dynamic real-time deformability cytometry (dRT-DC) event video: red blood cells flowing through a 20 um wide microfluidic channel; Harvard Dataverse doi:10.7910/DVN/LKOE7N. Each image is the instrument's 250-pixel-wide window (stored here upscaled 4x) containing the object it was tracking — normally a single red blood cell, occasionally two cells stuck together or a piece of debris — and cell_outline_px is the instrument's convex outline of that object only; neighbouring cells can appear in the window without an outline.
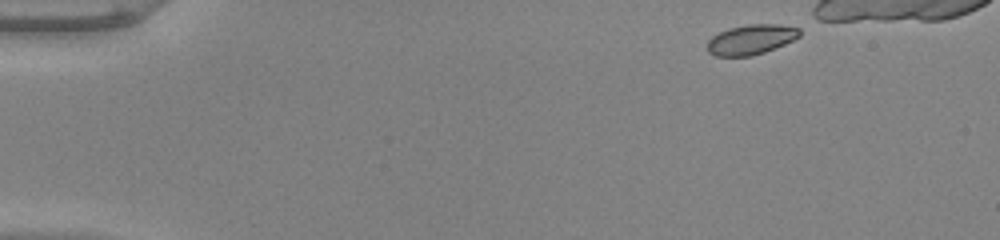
{"species": "common noctule bat (a hibernating species)", "species_latin": "Nyctalus noctula", "temperature_condition": "warm", "stored_images_in_passage": 19, "camera_frame_rate_fps": 3000, "um_per_image_px": 0.085, "animal": {"sex": "male", "body_mass_g": 20.0, "forearm_length_mm": 53.3}, "frame": {"image": 1, "passage_image": 1, "time_ms": 0.0, "image_size_px": [1000, 240], "cell_outline_px": [[800, 36], [784, 44], [764, 52], [752, 56], [716, 56], [708, 52], [708, 40], [712, 36], [728, 28], [748, 24], [780, 24], [800, 28]], "centroid_in_image_um": [63.84, 3.35], "position_along_channel_um": 21.2, "area_um2": 16.07}}
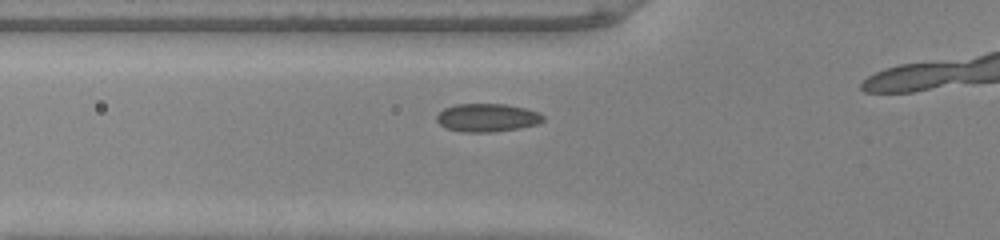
{"frame": {"image": 2, "passage_image": 14, "time_ms": 4.333, "image_size_px": [1000, 240], "cell_outline_px": [[544, 120], [540, 124], [520, 128], [492, 132], [460, 132], [448, 128], [440, 124], [436, 120], [436, 116], [444, 108], [456, 104], [504, 104], [524, 108], [540, 112], [544, 116]], "centroid_in_image_um": [41.44, 10.0], "position_along_channel_um": 84.4, "area_um2": 17.57}}
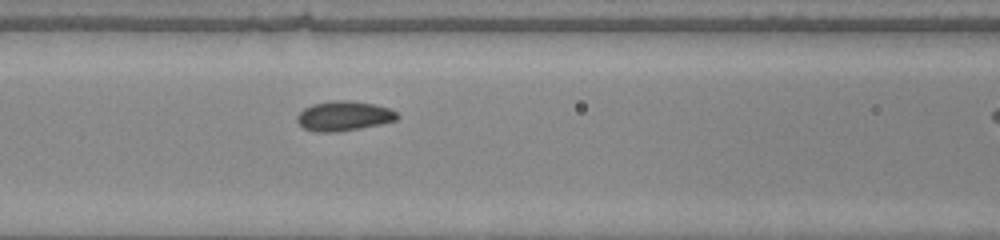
{"frame": {"image": 3, "passage_image": 18, "time_ms": 5.667, "image_size_px": [1000, 240], "cell_outline_px": [[400, 116], [396, 120], [380, 124], [360, 128], [336, 132], [316, 132], [304, 128], [296, 120], [296, 116], [304, 108], [312, 104], [332, 100], [348, 100], [372, 104], [388, 108], [396, 112]], "centroid_in_image_um": [29.2, 9.86], "position_along_channel_um": 137.4, "area_um2": 17.28}}